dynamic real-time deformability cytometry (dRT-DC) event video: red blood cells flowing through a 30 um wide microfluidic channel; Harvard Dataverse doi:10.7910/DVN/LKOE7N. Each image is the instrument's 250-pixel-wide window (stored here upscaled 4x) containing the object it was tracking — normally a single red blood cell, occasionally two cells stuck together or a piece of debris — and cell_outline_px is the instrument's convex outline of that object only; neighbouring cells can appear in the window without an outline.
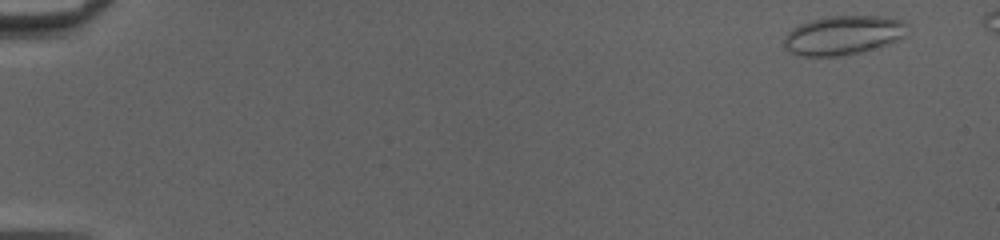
{"species": "common noctule bat (a hibernating species)", "species_latin": "Nyctalus noctula", "temperature_condition": "cold", "stored_images_in_passage": 49, "camera_frame_rate_fps": 3000, "um_per_image_px": 0.085, "animal": {"sex": "female", "body_mass_g": 20.0, "forearm_length_mm": 54.0}, "frame": {"image": 1, "passage_image": 2, "time_ms": 0.333, "image_size_px": [1000, 240], "cell_outline_px": [[908, 24], [904, 36], [888, 44], [868, 52], [840, 56], [796, 56], [788, 52], [784, 48], [784, 36], [792, 28], [808, 20], [828, 16], [884, 16], [904, 20]], "centroid_in_image_um": [71.66, 3.01], "position_along_channel_um": 13.3, "area_um2": 28.78}}
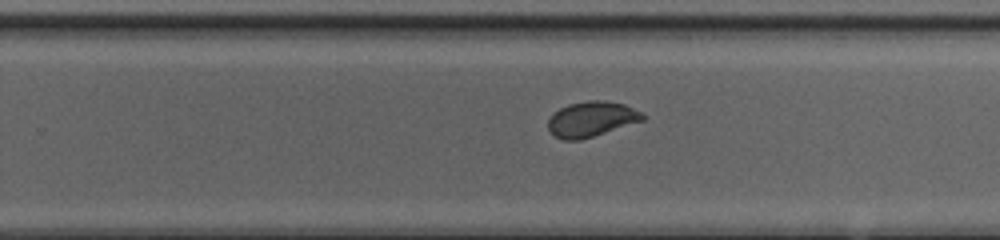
{"frame": {"image": 2, "passage_image": 33, "time_ms": 10.667, "image_size_px": [1000, 240], "cell_outline_px": [[644, 120], [580, 140], [564, 140], [556, 136], [548, 128], [548, 120], [552, 112], [568, 104], [588, 100], [604, 100], [624, 104], [640, 112], [644, 116]], "centroid_in_image_um": [50.24, 10.11], "position_along_channel_um": 279.6, "area_um2": 19.25}}
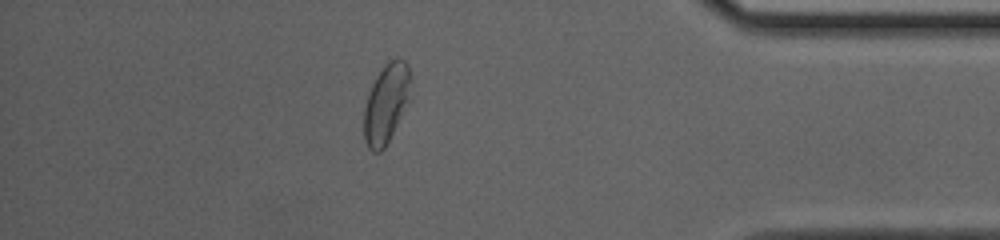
{"frame": {"image": 3, "passage_image": 44, "time_ms": 14.333, "image_size_px": [1000, 240], "cell_outline_px": [[408, 100], [384, 148], [380, 152], [372, 152], [368, 148], [364, 140], [364, 108], [368, 92], [376, 76], [384, 64], [388, 60], [396, 56], [400, 56], [408, 64]], "centroid_in_image_um": [32.77, 8.76], "position_along_channel_um": 402.4, "area_um2": 21.1}}